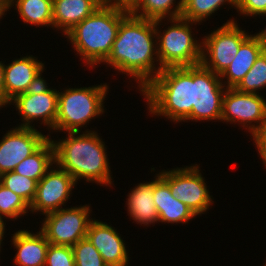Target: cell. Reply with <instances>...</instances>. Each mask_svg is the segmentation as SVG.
I'll list each match as a JSON object with an SVG mask.
<instances>
[{
    "mask_svg": "<svg viewBox=\"0 0 266 266\" xmlns=\"http://www.w3.org/2000/svg\"><path fill=\"white\" fill-rule=\"evenodd\" d=\"M159 22L160 20L135 17L130 13L120 23L111 53L104 61L120 72L137 78L140 90L157 76L153 64L155 60L153 56L157 54L153 37L159 33L156 28Z\"/></svg>",
    "mask_w": 266,
    "mask_h": 266,
    "instance_id": "6da1fadb",
    "label": "cell"
},
{
    "mask_svg": "<svg viewBox=\"0 0 266 266\" xmlns=\"http://www.w3.org/2000/svg\"><path fill=\"white\" fill-rule=\"evenodd\" d=\"M69 136L61 142H54V160L59 168L68 172L77 182L80 178L111 185L109 162L104 142L96 132H68Z\"/></svg>",
    "mask_w": 266,
    "mask_h": 266,
    "instance_id": "7a4b0ae2",
    "label": "cell"
},
{
    "mask_svg": "<svg viewBox=\"0 0 266 266\" xmlns=\"http://www.w3.org/2000/svg\"><path fill=\"white\" fill-rule=\"evenodd\" d=\"M141 91L152 114L185 121L193 107L194 66L164 68Z\"/></svg>",
    "mask_w": 266,
    "mask_h": 266,
    "instance_id": "3957f363",
    "label": "cell"
},
{
    "mask_svg": "<svg viewBox=\"0 0 266 266\" xmlns=\"http://www.w3.org/2000/svg\"><path fill=\"white\" fill-rule=\"evenodd\" d=\"M129 14V11L113 6L97 8L65 35L71 40L81 58H84L87 64L94 66L107 59L120 23Z\"/></svg>",
    "mask_w": 266,
    "mask_h": 266,
    "instance_id": "277c9868",
    "label": "cell"
},
{
    "mask_svg": "<svg viewBox=\"0 0 266 266\" xmlns=\"http://www.w3.org/2000/svg\"><path fill=\"white\" fill-rule=\"evenodd\" d=\"M107 85L67 89L58 93V113L55 130L80 132L79 128L90 119L102 114Z\"/></svg>",
    "mask_w": 266,
    "mask_h": 266,
    "instance_id": "5b68a950",
    "label": "cell"
},
{
    "mask_svg": "<svg viewBox=\"0 0 266 266\" xmlns=\"http://www.w3.org/2000/svg\"><path fill=\"white\" fill-rule=\"evenodd\" d=\"M174 24L158 35L156 42L157 58L160 66L157 69V75L164 68L169 67H188L201 64L202 48L192 38L189 20L177 17L170 19ZM160 36V37H159Z\"/></svg>",
    "mask_w": 266,
    "mask_h": 266,
    "instance_id": "8992f818",
    "label": "cell"
},
{
    "mask_svg": "<svg viewBox=\"0 0 266 266\" xmlns=\"http://www.w3.org/2000/svg\"><path fill=\"white\" fill-rule=\"evenodd\" d=\"M89 210V206H81L61 208L45 214L41 232L50 244L72 247L87 236V229L91 222Z\"/></svg>",
    "mask_w": 266,
    "mask_h": 266,
    "instance_id": "52a82bcc",
    "label": "cell"
},
{
    "mask_svg": "<svg viewBox=\"0 0 266 266\" xmlns=\"http://www.w3.org/2000/svg\"><path fill=\"white\" fill-rule=\"evenodd\" d=\"M239 29L235 21L230 20L223 26L205 37L202 48L201 64L206 68L221 75L231 64L240 45L249 37ZM206 48V49H205ZM207 53H206V51ZM205 51V52H204ZM210 58H206L208 55ZM210 62H209V61Z\"/></svg>",
    "mask_w": 266,
    "mask_h": 266,
    "instance_id": "ba28073f",
    "label": "cell"
},
{
    "mask_svg": "<svg viewBox=\"0 0 266 266\" xmlns=\"http://www.w3.org/2000/svg\"><path fill=\"white\" fill-rule=\"evenodd\" d=\"M223 88L220 75L202 64L195 65L193 107L185 120H221Z\"/></svg>",
    "mask_w": 266,
    "mask_h": 266,
    "instance_id": "9c48e42d",
    "label": "cell"
},
{
    "mask_svg": "<svg viewBox=\"0 0 266 266\" xmlns=\"http://www.w3.org/2000/svg\"><path fill=\"white\" fill-rule=\"evenodd\" d=\"M199 167L161 172L159 176L169 185L171 195L187 205L195 215L206 212L212 203Z\"/></svg>",
    "mask_w": 266,
    "mask_h": 266,
    "instance_id": "30bf717a",
    "label": "cell"
},
{
    "mask_svg": "<svg viewBox=\"0 0 266 266\" xmlns=\"http://www.w3.org/2000/svg\"><path fill=\"white\" fill-rule=\"evenodd\" d=\"M223 96L221 121L243 122L246 127L252 122L249 130L253 134L266 125V101L259 94H250L238 91L235 88H226ZM246 125H245V124ZM249 123V124H247Z\"/></svg>",
    "mask_w": 266,
    "mask_h": 266,
    "instance_id": "8fae6325",
    "label": "cell"
},
{
    "mask_svg": "<svg viewBox=\"0 0 266 266\" xmlns=\"http://www.w3.org/2000/svg\"><path fill=\"white\" fill-rule=\"evenodd\" d=\"M47 87L44 80L38 86L11 100V102L14 101L16 108L24 119L25 123L21 124V127L33 128V126H30V122L42 118L45 125L52 129L55 128L59 91Z\"/></svg>",
    "mask_w": 266,
    "mask_h": 266,
    "instance_id": "7c38bea8",
    "label": "cell"
},
{
    "mask_svg": "<svg viewBox=\"0 0 266 266\" xmlns=\"http://www.w3.org/2000/svg\"><path fill=\"white\" fill-rule=\"evenodd\" d=\"M49 138L32 127H16L0 142V175L14 171L26 157L36 152Z\"/></svg>",
    "mask_w": 266,
    "mask_h": 266,
    "instance_id": "4fadbf2b",
    "label": "cell"
},
{
    "mask_svg": "<svg viewBox=\"0 0 266 266\" xmlns=\"http://www.w3.org/2000/svg\"><path fill=\"white\" fill-rule=\"evenodd\" d=\"M47 171L37 183L36 195L30 204V211H41L48 214L61 209L69 199L70 191L76 184L75 179L65 170Z\"/></svg>",
    "mask_w": 266,
    "mask_h": 266,
    "instance_id": "5bb4252c",
    "label": "cell"
},
{
    "mask_svg": "<svg viewBox=\"0 0 266 266\" xmlns=\"http://www.w3.org/2000/svg\"><path fill=\"white\" fill-rule=\"evenodd\" d=\"M36 60L28 56L14 60L8 66L4 65L5 105L44 81L41 78L44 64Z\"/></svg>",
    "mask_w": 266,
    "mask_h": 266,
    "instance_id": "9a60e30c",
    "label": "cell"
},
{
    "mask_svg": "<svg viewBox=\"0 0 266 266\" xmlns=\"http://www.w3.org/2000/svg\"><path fill=\"white\" fill-rule=\"evenodd\" d=\"M86 237L108 266H127L128 255L125 243L113 227L101 221L91 220Z\"/></svg>",
    "mask_w": 266,
    "mask_h": 266,
    "instance_id": "2e32d148",
    "label": "cell"
},
{
    "mask_svg": "<svg viewBox=\"0 0 266 266\" xmlns=\"http://www.w3.org/2000/svg\"><path fill=\"white\" fill-rule=\"evenodd\" d=\"M153 181V198L158 219L168 223H187L196 215L192 210L171 195L169 185L159 176Z\"/></svg>",
    "mask_w": 266,
    "mask_h": 266,
    "instance_id": "e0dca14e",
    "label": "cell"
},
{
    "mask_svg": "<svg viewBox=\"0 0 266 266\" xmlns=\"http://www.w3.org/2000/svg\"><path fill=\"white\" fill-rule=\"evenodd\" d=\"M13 244L18 250L15 256V263L19 266H44L49 241L39 231L32 234L26 230H19L13 235Z\"/></svg>",
    "mask_w": 266,
    "mask_h": 266,
    "instance_id": "ac0fdd59",
    "label": "cell"
},
{
    "mask_svg": "<svg viewBox=\"0 0 266 266\" xmlns=\"http://www.w3.org/2000/svg\"><path fill=\"white\" fill-rule=\"evenodd\" d=\"M264 51L256 35H250L239 47V50L231 64L224 70L220 77L227 76V88H235L246 73L255 63L259 55Z\"/></svg>",
    "mask_w": 266,
    "mask_h": 266,
    "instance_id": "d6986e66",
    "label": "cell"
},
{
    "mask_svg": "<svg viewBox=\"0 0 266 266\" xmlns=\"http://www.w3.org/2000/svg\"><path fill=\"white\" fill-rule=\"evenodd\" d=\"M96 9L89 0H53V27L62 28L66 34Z\"/></svg>",
    "mask_w": 266,
    "mask_h": 266,
    "instance_id": "ffe728a7",
    "label": "cell"
},
{
    "mask_svg": "<svg viewBox=\"0 0 266 266\" xmlns=\"http://www.w3.org/2000/svg\"><path fill=\"white\" fill-rule=\"evenodd\" d=\"M130 217L138 223L149 224L159 221L153 198V181L136 186L128 198Z\"/></svg>",
    "mask_w": 266,
    "mask_h": 266,
    "instance_id": "44dd1931",
    "label": "cell"
},
{
    "mask_svg": "<svg viewBox=\"0 0 266 266\" xmlns=\"http://www.w3.org/2000/svg\"><path fill=\"white\" fill-rule=\"evenodd\" d=\"M54 162V146L49 138L36 152L22 160L14 172L39 182Z\"/></svg>",
    "mask_w": 266,
    "mask_h": 266,
    "instance_id": "7402d4cb",
    "label": "cell"
},
{
    "mask_svg": "<svg viewBox=\"0 0 266 266\" xmlns=\"http://www.w3.org/2000/svg\"><path fill=\"white\" fill-rule=\"evenodd\" d=\"M14 1L16 0H9V8ZM15 3L24 22L53 27V0H17Z\"/></svg>",
    "mask_w": 266,
    "mask_h": 266,
    "instance_id": "603a6c76",
    "label": "cell"
},
{
    "mask_svg": "<svg viewBox=\"0 0 266 266\" xmlns=\"http://www.w3.org/2000/svg\"><path fill=\"white\" fill-rule=\"evenodd\" d=\"M175 0H140L137 6L130 12L133 16L147 20H162L168 14L171 18L180 17L183 0H180L174 11H171ZM142 11L140 13V10ZM139 10V14H138ZM171 11V12H170Z\"/></svg>",
    "mask_w": 266,
    "mask_h": 266,
    "instance_id": "cb8c5ba5",
    "label": "cell"
},
{
    "mask_svg": "<svg viewBox=\"0 0 266 266\" xmlns=\"http://www.w3.org/2000/svg\"><path fill=\"white\" fill-rule=\"evenodd\" d=\"M226 1L237 7V0H183L180 17L191 21V23L201 22L217 11Z\"/></svg>",
    "mask_w": 266,
    "mask_h": 266,
    "instance_id": "d4e9b609",
    "label": "cell"
},
{
    "mask_svg": "<svg viewBox=\"0 0 266 266\" xmlns=\"http://www.w3.org/2000/svg\"><path fill=\"white\" fill-rule=\"evenodd\" d=\"M0 183L21 196L29 205L35 198L37 181L14 171L0 175Z\"/></svg>",
    "mask_w": 266,
    "mask_h": 266,
    "instance_id": "484cf974",
    "label": "cell"
},
{
    "mask_svg": "<svg viewBox=\"0 0 266 266\" xmlns=\"http://www.w3.org/2000/svg\"><path fill=\"white\" fill-rule=\"evenodd\" d=\"M266 86V51L256 59L253 66L235 87L238 91L257 94L256 90Z\"/></svg>",
    "mask_w": 266,
    "mask_h": 266,
    "instance_id": "4316f807",
    "label": "cell"
},
{
    "mask_svg": "<svg viewBox=\"0 0 266 266\" xmlns=\"http://www.w3.org/2000/svg\"><path fill=\"white\" fill-rule=\"evenodd\" d=\"M30 205L19 195L0 183V217L15 218L27 213Z\"/></svg>",
    "mask_w": 266,
    "mask_h": 266,
    "instance_id": "83f0119b",
    "label": "cell"
},
{
    "mask_svg": "<svg viewBox=\"0 0 266 266\" xmlns=\"http://www.w3.org/2000/svg\"><path fill=\"white\" fill-rule=\"evenodd\" d=\"M72 250L75 266H108L87 237L73 245Z\"/></svg>",
    "mask_w": 266,
    "mask_h": 266,
    "instance_id": "f1b7e54d",
    "label": "cell"
},
{
    "mask_svg": "<svg viewBox=\"0 0 266 266\" xmlns=\"http://www.w3.org/2000/svg\"><path fill=\"white\" fill-rule=\"evenodd\" d=\"M44 266H75L72 247L49 244Z\"/></svg>",
    "mask_w": 266,
    "mask_h": 266,
    "instance_id": "f546056e",
    "label": "cell"
},
{
    "mask_svg": "<svg viewBox=\"0 0 266 266\" xmlns=\"http://www.w3.org/2000/svg\"><path fill=\"white\" fill-rule=\"evenodd\" d=\"M237 9L245 15H266V0H237Z\"/></svg>",
    "mask_w": 266,
    "mask_h": 266,
    "instance_id": "4dcf8cb0",
    "label": "cell"
},
{
    "mask_svg": "<svg viewBox=\"0 0 266 266\" xmlns=\"http://www.w3.org/2000/svg\"><path fill=\"white\" fill-rule=\"evenodd\" d=\"M252 136L254 137L257 149H259L258 151L262 161L266 166V125H264L260 130L254 132Z\"/></svg>",
    "mask_w": 266,
    "mask_h": 266,
    "instance_id": "1f68e13d",
    "label": "cell"
},
{
    "mask_svg": "<svg viewBox=\"0 0 266 266\" xmlns=\"http://www.w3.org/2000/svg\"><path fill=\"white\" fill-rule=\"evenodd\" d=\"M139 2L140 0H108L109 6L120 8L129 12H131Z\"/></svg>",
    "mask_w": 266,
    "mask_h": 266,
    "instance_id": "d6a6232c",
    "label": "cell"
},
{
    "mask_svg": "<svg viewBox=\"0 0 266 266\" xmlns=\"http://www.w3.org/2000/svg\"><path fill=\"white\" fill-rule=\"evenodd\" d=\"M4 64L0 62V107L5 105V90H4Z\"/></svg>",
    "mask_w": 266,
    "mask_h": 266,
    "instance_id": "836d02e7",
    "label": "cell"
},
{
    "mask_svg": "<svg viewBox=\"0 0 266 266\" xmlns=\"http://www.w3.org/2000/svg\"><path fill=\"white\" fill-rule=\"evenodd\" d=\"M259 38L260 43L263 45L264 51H266V29L262 30L261 33L256 34Z\"/></svg>",
    "mask_w": 266,
    "mask_h": 266,
    "instance_id": "e575fe53",
    "label": "cell"
},
{
    "mask_svg": "<svg viewBox=\"0 0 266 266\" xmlns=\"http://www.w3.org/2000/svg\"><path fill=\"white\" fill-rule=\"evenodd\" d=\"M92 2L97 8H104L109 6L108 0H89Z\"/></svg>",
    "mask_w": 266,
    "mask_h": 266,
    "instance_id": "d590c367",
    "label": "cell"
},
{
    "mask_svg": "<svg viewBox=\"0 0 266 266\" xmlns=\"http://www.w3.org/2000/svg\"><path fill=\"white\" fill-rule=\"evenodd\" d=\"M4 222L2 220V218L0 217V245H1V241L3 239V235H4Z\"/></svg>",
    "mask_w": 266,
    "mask_h": 266,
    "instance_id": "8d00e7d4",
    "label": "cell"
},
{
    "mask_svg": "<svg viewBox=\"0 0 266 266\" xmlns=\"http://www.w3.org/2000/svg\"><path fill=\"white\" fill-rule=\"evenodd\" d=\"M7 9H9V4H0V18Z\"/></svg>",
    "mask_w": 266,
    "mask_h": 266,
    "instance_id": "74e56055",
    "label": "cell"
},
{
    "mask_svg": "<svg viewBox=\"0 0 266 266\" xmlns=\"http://www.w3.org/2000/svg\"><path fill=\"white\" fill-rule=\"evenodd\" d=\"M0 4H9V0H0Z\"/></svg>",
    "mask_w": 266,
    "mask_h": 266,
    "instance_id": "f35d334b",
    "label": "cell"
}]
</instances>
